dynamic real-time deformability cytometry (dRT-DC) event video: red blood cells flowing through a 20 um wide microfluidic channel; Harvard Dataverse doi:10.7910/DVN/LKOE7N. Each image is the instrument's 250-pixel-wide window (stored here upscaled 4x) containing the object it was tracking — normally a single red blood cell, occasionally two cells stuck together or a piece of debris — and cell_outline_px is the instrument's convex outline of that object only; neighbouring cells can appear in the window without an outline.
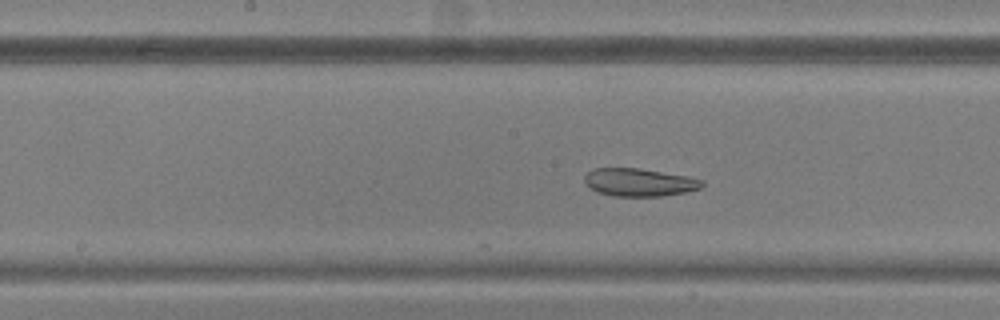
{"species": "common noctule bat (a hibernating species)", "species_latin": "Nyctalus noctula", "temperature_condition": "warm", "stored_images_in_passage": 23, "camera_frame_rate_fps": 3000, "um_per_image_px": 0.085, "animal": {"sex": "male", "body_mass_g": 20.5, "forearm_length_mm": 52.5}, "frame": {"image": 1, "passage_image": 23, "time_ms": 7.333, "image_size_px": [1000, 320], "cell_outline_px": [[704, 184], [700, 188], [684, 192], [664, 196], [612, 196], [596, 192], [588, 188], [584, 180], [584, 176], [592, 168], [640, 168], [688, 176], [704, 180]], "centroid_in_image_um": [54.31, 15.49], "position_along_channel_um": 193.9, "area_um2": 19.31}}